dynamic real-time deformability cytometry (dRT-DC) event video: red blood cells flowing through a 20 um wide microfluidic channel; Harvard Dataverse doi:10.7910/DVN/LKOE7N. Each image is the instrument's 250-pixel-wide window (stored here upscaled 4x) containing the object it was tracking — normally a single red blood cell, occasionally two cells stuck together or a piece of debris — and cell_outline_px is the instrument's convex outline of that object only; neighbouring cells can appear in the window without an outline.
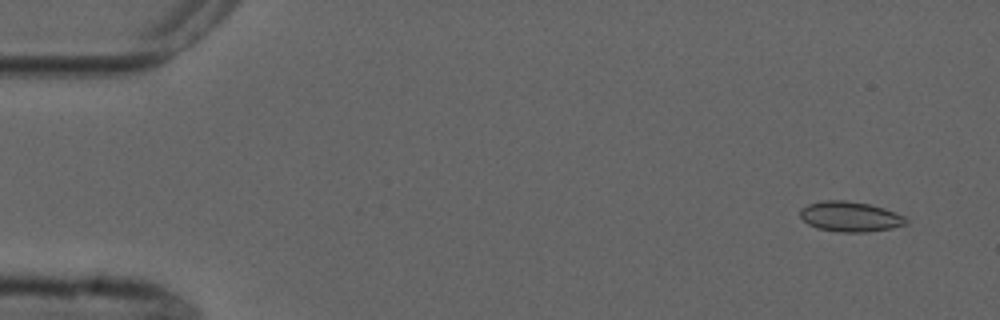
{"species": "common noctule bat (a hibernating species)", "species_latin": "Nyctalus noctula", "temperature_condition": "cold", "stored_images_in_passage": 5, "camera_frame_rate_fps": 3000, "um_per_image_px": 0.085, "animal": {"sex": "male", "forearm_length_mm": 52.5}, "frame": {"image": 1, "passage_image": 1, "time_ms": 0.0, "image_size_px": [1000, 320], "cell_outline_px": [[908, 224], [892, 228], [864, 232], [840, 232], [816, 228], [808, 224], [800, 216], [800, 208], [808, 204], [824, 200], [844, 200], [868, 204], [884, 208], [896, 212], [904, 216], [908, 220]], "centroid_in_image_um": [72.27, 18.41], "position_along_channel_um": 12.7, "area_um2": 18.67}}
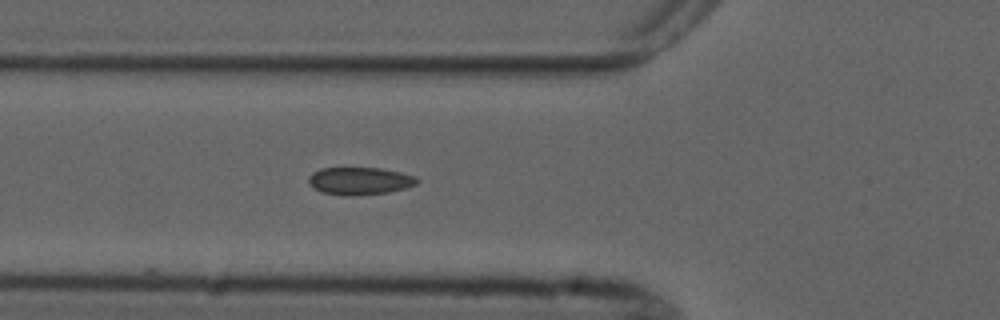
{"frame": {"image": 2, "passage_image": 5, "time_ms": 5.333, "image_size_px": [1000, 320], "cell_outline_px": [[420, 180], [416, 184], [404, 188], [388, 192], [352, 196], [344, 196], [320, 192], [312, 188], [308, 184], [308, 176], [312, 172], [320, 168], [380, 168], [400, 172], [416, 176]], "centroid_in_image_um": [30.52, 15.38], "position_along_channel_um": 95.3, "area_um2": 17.63}}